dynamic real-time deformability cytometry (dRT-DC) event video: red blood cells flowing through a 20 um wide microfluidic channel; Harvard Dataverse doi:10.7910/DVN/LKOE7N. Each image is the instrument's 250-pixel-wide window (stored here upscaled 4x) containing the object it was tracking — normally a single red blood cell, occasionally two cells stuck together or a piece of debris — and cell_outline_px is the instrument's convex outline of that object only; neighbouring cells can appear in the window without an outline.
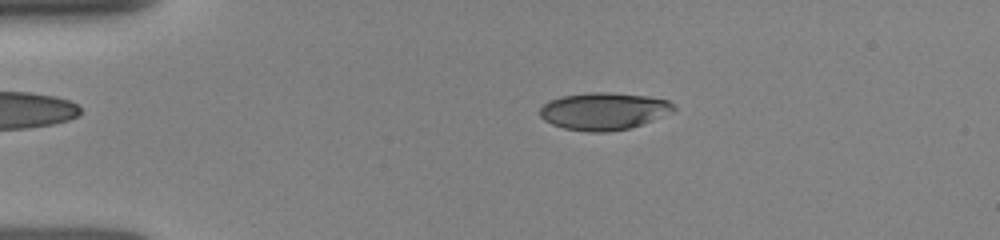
{"species": "human", "species_latin": "Homo sapiens", "temperature_condition": "room temperature", "stored_images_in_passage": 25, "camera_frame_rate_fps": 3000, "um_per_image_px": 0.085, "donor": {"sex": "female"}, "frame": {"image": 1, "passage_image": 7, "time_ms": 2.667, "image_size_px": [1000, 240], "cell_outline_px": [[676, 108], [672, 112], [632, 128], [608, 132], [588, 132], [564, 128], [552, 124], [544, 120], [540, 116], [540, 108], [548, 100], [564, 96], [592, 92], [608, 92], [648, 96], [668, 100]], "centroid_in_image_um": [51.32, 9.45], "position_along_channel_um": 33.7, "area_um2": 29.07}}
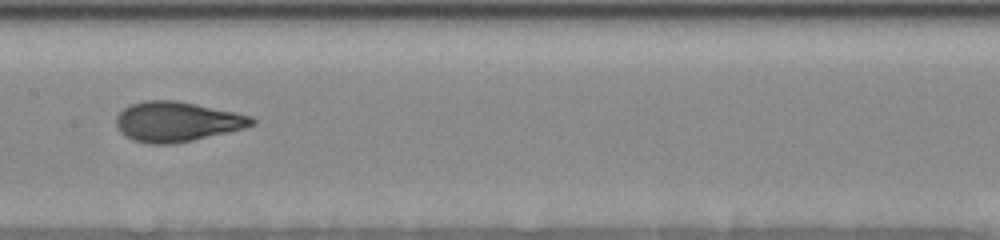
{"frame": {"image": 2, "passage_image": 17, "time_ms": 7.667, "image_size_px": [1000, 240], "cell_outline_px": [[256, 124], [244, 128], [192, 140], [172, 144], [152, 144], [132, 140], [120, 132], [116, 124], [116, 116], [128, 104], [144, 100], [176, 100], [236, 112], [252, 116], [256, 120]], "centroid_in_image_um": [15.03, 10.33], "position_along_channel_um": 192.4, "area_um2": 31.62}}
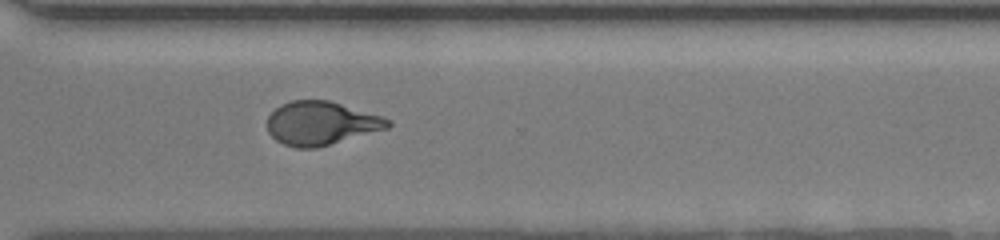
{"frame": {"image": 3, "passage_image": 25, "time_ms": 11.333, "image_size_px": [1000, 240], "cell_outline_px": [[392, 124], [388, 128], [316, 148], [296, 148], [284, 144], [276, 140], [268, 132], [268, 116], [280, 104], [292, 100], [332, 100], [384, 116], [392, 120]], "centroid_in_image_um": [27.33, 10.46], "position_along_channel_um": 343.3, "area_um2": 30.87}}